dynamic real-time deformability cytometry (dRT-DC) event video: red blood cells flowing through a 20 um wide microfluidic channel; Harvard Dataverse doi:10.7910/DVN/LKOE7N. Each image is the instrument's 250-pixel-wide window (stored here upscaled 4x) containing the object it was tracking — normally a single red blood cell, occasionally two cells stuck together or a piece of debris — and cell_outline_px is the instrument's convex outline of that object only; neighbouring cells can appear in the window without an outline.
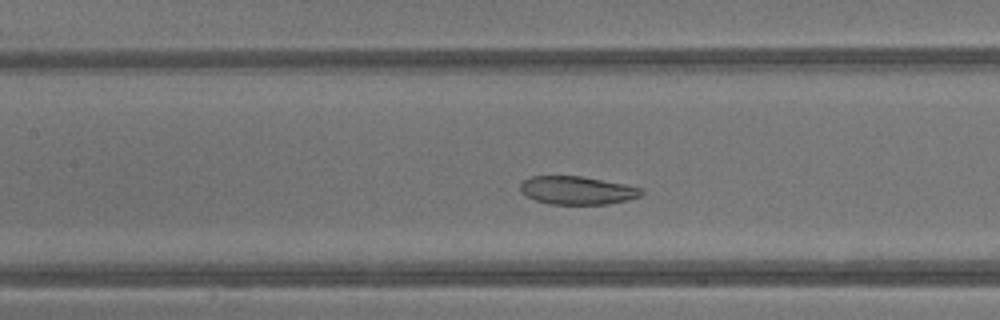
{"species": "common noctule bat (a hibernating species)", "species_latin": "Nyctalus noctula", "temperature_condition": "warm", "stored_images_in_passage": 35, "camera_frame_rate_fps": 3000, "um_per_image_px": 0.085, "animal": {"sex": "male", "body_mass_g": 13.3}, "frame": {"image": 1, "passage_image": 15, "time_ms": 4.667, "image_size_px": [1000, 320], "cell_outline_px": [[644, 192], [640, 196], [628, 200], [608, 204], [548, 204], [524, 196], [520, 192], [520, 184], [524, 180], [532, 176], [580, 176], [624, 184], [644, 188]], "centroid_in_image_um": [49.05, 16.19], "position_along_channel_um": 158.3, "area_um2": 20.0}}
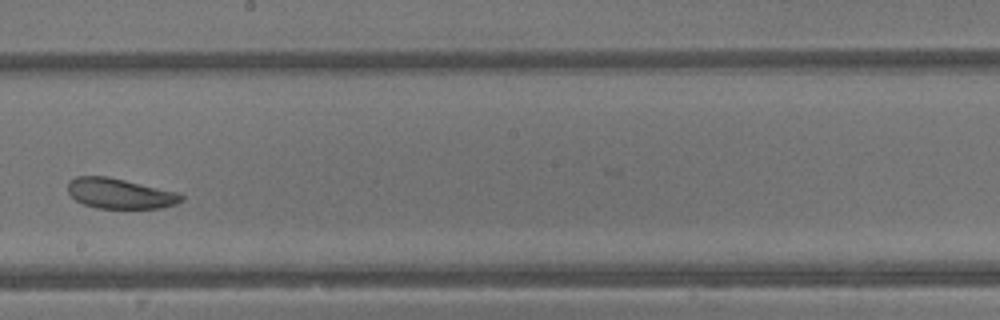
{"frame": {"image": 2, "passage_image": 20, "time_ms": 6.333, "image_size_px": [1000, 320], "cell_outline_px": [[184, 200], [176, 204], [164, 208], [96, 208], [84, 204], [76, 200], [68, 192], [68, 184], [76, 176], [108, 176], [180, 192], [184, 196]], "centroid_in_image_um": [10.26, 16.45], "position_along_channel_um": 237.9, "area_um2": 20.17}}
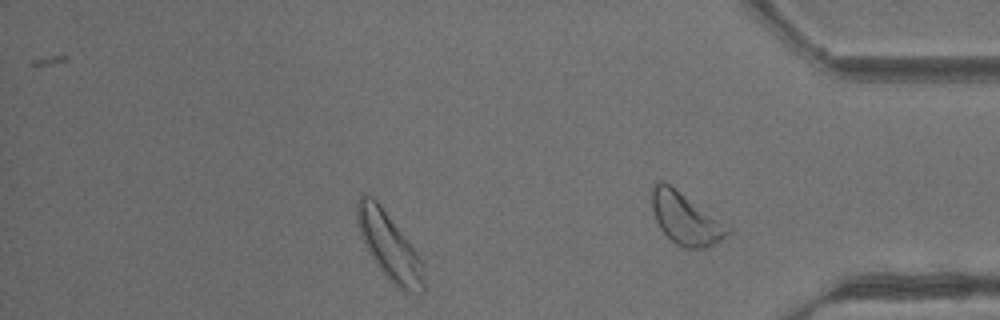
{"frame": {"image": 3, "passage_image": 29, "time_ms": 9.333, "image_size_px": [1000, 320], "cell_outline_px": [[424, 292], [416, 296], [404, 292], [396, 288], [392, 284], [376, 264], [364, 244], [356, 220], [356, 204], [360, 196], [364, 192], [372, 196], [380, 204], [416, 252], [424, 264]], "centroid_in_image_um": [33.1, 20.99], "position_along_channel_um": 402.1, "area_um2": 26.24}, "authors_computed_cell_mechanics": {"area_um2": 24.4494, "velocity_mm_per_s": 4.7997, "shape_relaxation_time_tau1_ms": null, "shape_relaxation_time_tau2_ms": 5.7312, "deformation_change_tau1": null, "deformation_change_tau2": 0.1633}}